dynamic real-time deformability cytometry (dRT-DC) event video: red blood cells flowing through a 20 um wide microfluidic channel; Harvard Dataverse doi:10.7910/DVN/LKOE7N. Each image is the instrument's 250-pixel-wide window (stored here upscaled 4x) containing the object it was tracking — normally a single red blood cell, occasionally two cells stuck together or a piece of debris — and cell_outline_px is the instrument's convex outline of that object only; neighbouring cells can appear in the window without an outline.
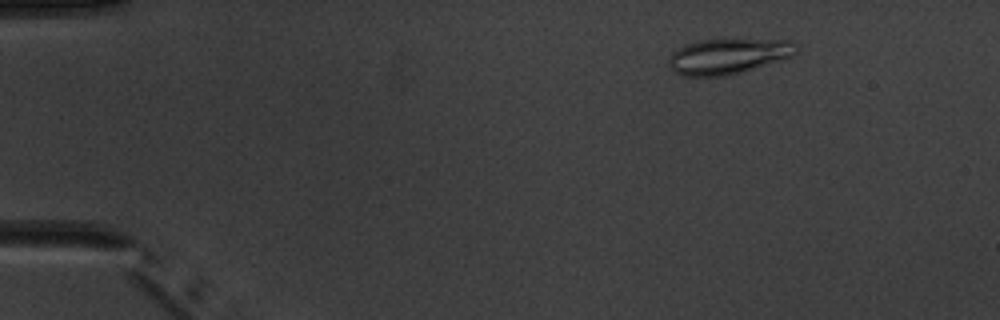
{"species": "common noctule bat (a hibernating species)", "species_latin": "Nyctalus noctula", "temperature_condition": "warm", "stored_images_in_passage": 3, "camera_frame_rate_fps": 3000, "um_per_image_px": 0.085, "animal": {"sex": "male", "body_mass_g": 20.1, "forearm_length_mm": 53.5}, "frame": {"image": 1, "passage_image": 3, "time_ms": 2.333, "image_size_px": [1000, 320], "cell_outline_px": [[796, 52], [792, 56], [728, 76], [680, 76], [668, 64], [668, 56], [672, 52], [684, 44], [700, 40], [788, 40], [796, 44]], "centroid_in_image_um": [61.83, 4.79], "position_along_channel_um": 23.2, "area_um2": 26.07}}